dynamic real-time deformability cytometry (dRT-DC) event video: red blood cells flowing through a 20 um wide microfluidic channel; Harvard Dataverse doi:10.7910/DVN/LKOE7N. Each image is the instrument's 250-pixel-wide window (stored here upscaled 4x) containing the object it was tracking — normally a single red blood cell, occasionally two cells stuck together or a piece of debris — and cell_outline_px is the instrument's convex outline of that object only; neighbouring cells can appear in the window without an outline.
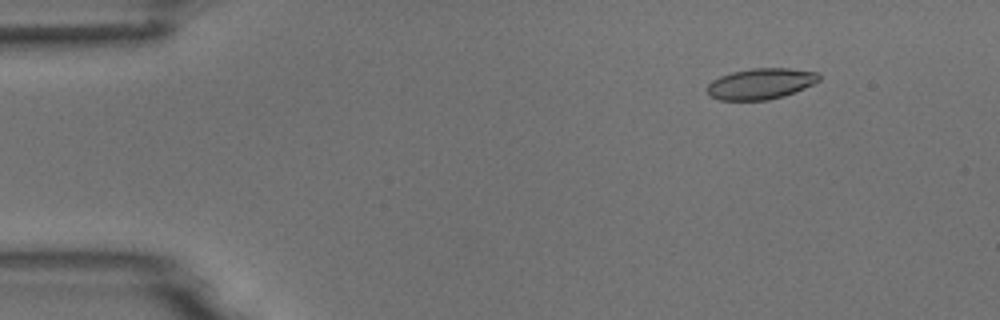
{"species": "common noctule bat (a hibernating species)", "species_latin": "Nyctalus noctula", "temperature_condition": "room temperature", "stored_images_in_passage": 8, "camera_frame_rate_fps": 3000, "um_per_image_px": 0.085, "animal": {"sex": "male", "body_mass_g": 18.8}, "frame": {"image": 1, "passage_image": 2, "time_ms": 1.333, "image_size_px": [1000, 320], "cell_outline_px": [[820, 80], [804, 88], [784, 96], [768, 100], [720, 100], [708, 96], [704, 88], [712, 80], [720, 76], [732, 72], [752, 68], [788, 68], [820, 72]], "centroid_in_image_um": [64.63, 7.12], "position_along_channel_um": 20.4, "area_um2": 20.4}}
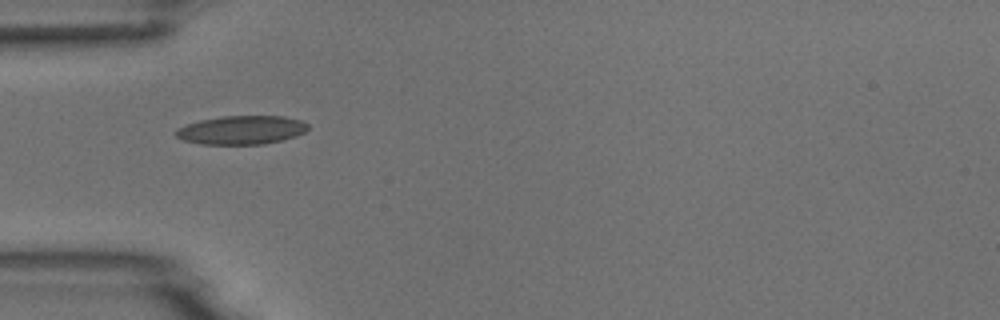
{"frame": {"image": 2, "passage_image": 5, "time_ms": 4.667, "image_size_px": [1000, 320], "cell_outline_px": [[308, 128], [304, 132], [296, 136], [264, 144], [200, 144], [184, 140], [176, 136], [172, 132], [176, 128], [200, 120], [220, 116], [284, 116], [300, 120], [308, 124]], "centroid_in_image_um": [20.49, 11.05], "position_along_channel_um": 64.5, "area_um2": 22.08}}